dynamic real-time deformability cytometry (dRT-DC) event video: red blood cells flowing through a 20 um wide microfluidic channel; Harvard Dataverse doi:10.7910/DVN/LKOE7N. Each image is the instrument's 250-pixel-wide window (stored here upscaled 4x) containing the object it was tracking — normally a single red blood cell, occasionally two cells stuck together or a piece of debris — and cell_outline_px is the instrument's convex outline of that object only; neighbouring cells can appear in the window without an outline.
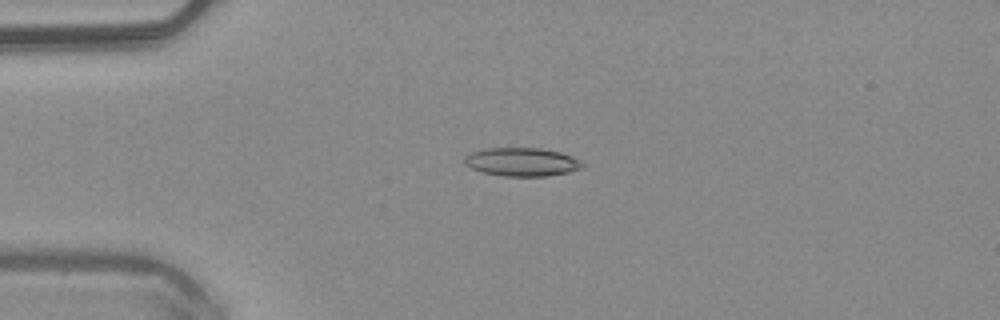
{"species": "common noctule bat (a hibernating species)", "species_latin": "Nyctalus noctula", "temperature_condition": "warm", "stored_images_in_passage": 50, "camera_frame_rate_fps": 3000, "um_per_image_px": 0.085, "animal": {"sex": "male", "body_mass_g": 20.4}, "frame": {"image": 1, "passage_image": 13, "time_ms": 4.0, "image_size_px": [1000, 320], "cell_outline_px": [[584, 164], [580, 168], [568, 172], [548, 176], [500, 176], [484, 172], [472, 168], [464, 164], [464, 156], [472, 152], [488, 148], [540, 148], [560, 152], [572, 156], [580, 160]], "centroid_in_image_um": [44.35, 13.76], "position_along_channel_um": 40.6, "area_um2": 19.48}}
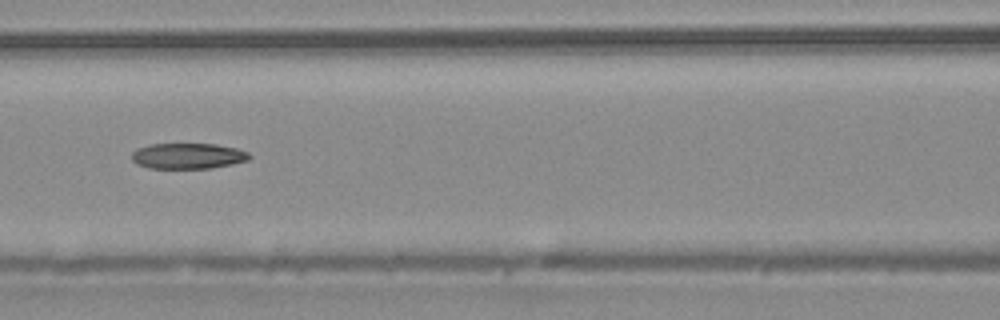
{"frame": {"image": 2, "passage_image": 23, "time_ms": 7.333, "image_size_px": [1000, 320], "cell_outline_px": [[252, 156], [248, 160], [232, 164], [212, 168], [148, 168], [136, 164], [132, 160], [132, 152], [136, 148], [148, 144], [216, 144], [236, 148], [248, 152]], "centroid_in_image_um": [15.96, 13.25], "position_along_channel_um": 150.6, "area_um2": 17.74}}
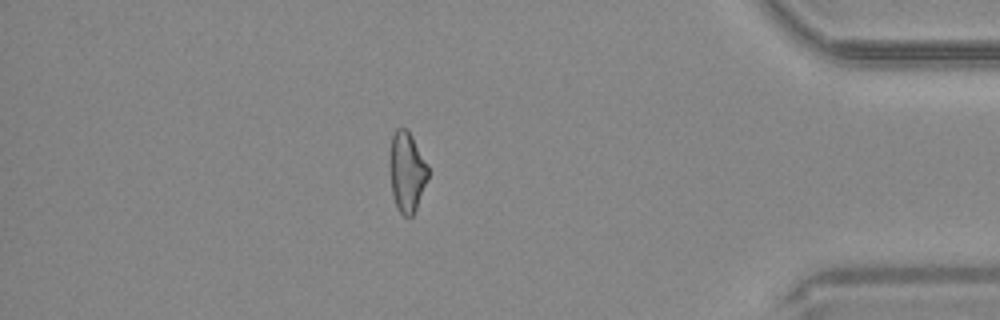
{"frame": {"image": 3, "passage_image": 44, "time_ms": 14.333, "image_size_px": [1000, 320], "cell_outline_px": [[428, 176], [416, 208], [412, 216], [404, 216], [396, 208], [392, 192], [392, 136], [396, 128], [408, 128], [428, 168]], "centroid_in_image_um": [34.61, 14.62], "position_along_channel_um": 400.6, "area_um2": 16.99}, "authors_computed_cell_mechanics": {"area_um2": 18.8428, "velocity_mm_per_s": 4.104, "shape_relaxation_time_tau1_ms": 6.9004, "shape_relaxation_time_tau2_ms": 5.6379, "deformation_change_tau1": 0.1683, "deformation_change_tau2": 0.1554}}